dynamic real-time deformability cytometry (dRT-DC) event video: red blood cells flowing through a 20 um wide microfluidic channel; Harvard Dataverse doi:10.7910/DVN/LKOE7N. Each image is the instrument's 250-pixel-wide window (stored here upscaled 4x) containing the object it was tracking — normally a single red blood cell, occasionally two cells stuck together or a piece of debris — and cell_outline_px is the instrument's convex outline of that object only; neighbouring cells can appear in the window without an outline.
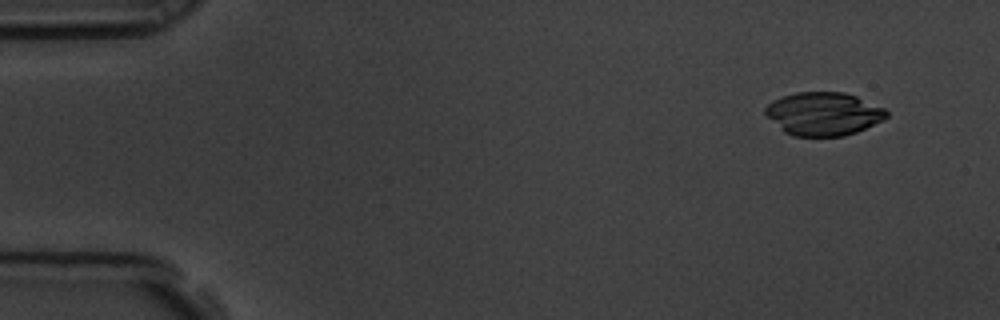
{"species": "common noctule bat (a hibernating species)", "species_latin": "Nyctalus noctula", "temperature_condition": "room temperature", "stored_images_in_passage": 10, "camera_frame_rate_fps": 3000, "um_per_image_px": 0.085, "animal": {"sex": "male", "body_mass_g": 19.5, "forearm_length_mm": 54.6}, "frame": {"image": 1, "passage_image": 1, "time_ms": 0.0, "image_size_px": [1000, 320], "cell_outline_px": [[888, 116], [884, 120], [856, 132], [844, 136], [792, 136], [784, 132], [764, 112], [764, 108], [772, 100], [796, 92], [844, 92], [856, 96], [884, 108], [888, 112]], "centroid_in_image_um": [70.0, 9.67], "position_along_channel_um": 15.0, "area_um2": 30.46}}